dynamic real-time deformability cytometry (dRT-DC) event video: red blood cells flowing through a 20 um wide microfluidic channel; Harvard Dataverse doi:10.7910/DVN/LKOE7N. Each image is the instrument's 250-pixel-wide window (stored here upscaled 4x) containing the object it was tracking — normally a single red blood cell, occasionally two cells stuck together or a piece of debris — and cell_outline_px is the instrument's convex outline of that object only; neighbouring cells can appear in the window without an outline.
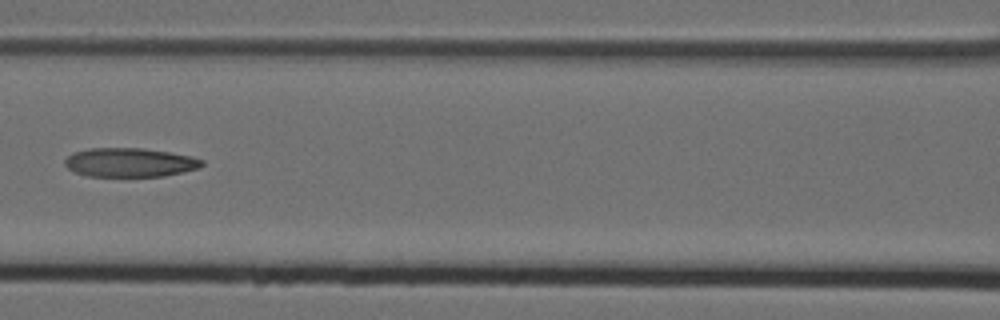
{"species": "Egyptian fruit bat (a non-hibernating species)", "species_latin": "Rousettus aegyptiacus", "temperature_condition": "cold", "stored_images_in_passage": 11, "camera_frame_rate_fps": 3000, "um_per_image_px": 0.085, "animal": {"sex": "female"}, "frame": {"image": 1, "passage_image": 7, "time_ms": 2.0, "image_size_px": [1000, 320], "cell_outline_px": [[204, 164], [200, 168], [164, 176], [88, 176], [76, 172], [68, 168], [64, 164], [64, 160], [72, 152], [88, 148], [144, 148], [192, 156], [204, 160]], "centroid_in_image_um": [11.04, 13.8], "position_along_channel_um": 155.6, "area_um2": 23.24}}
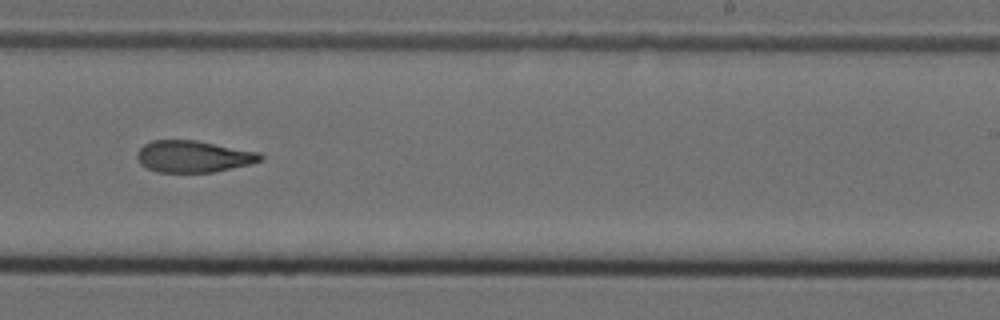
{"frame": {"image": 2, "passage_image": 10, "time_ms": 3.0, "image_size_px": [1000, 320], "cell_outline_px": [[264, 160], [252, 164], [212, 172], [156, 172], [140, 164], [136, 160], [136, 152], [144, 144], [152, 140], [196, 140], [260, 152], [264, 156]], "centroid_in_image_um": [16.45, 13.3], "position_along_channel_um": 272.6, "area_um2": 23.06}}
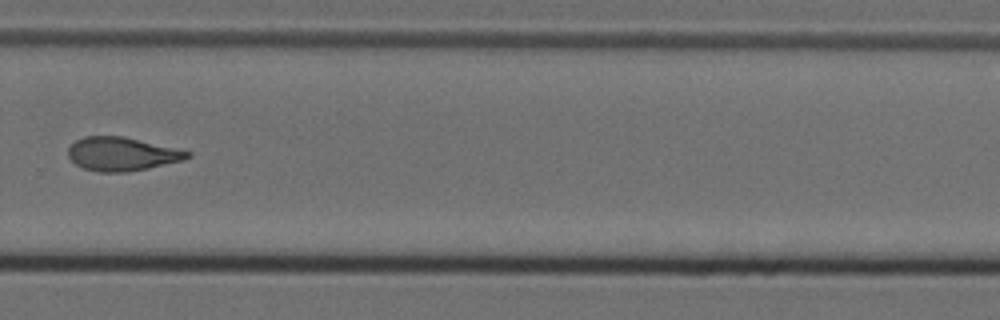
{"frame": {"image": 3, "passage_image": 11, "time_ms": 3.333, "image_size_px": [1000, 320], "cell_outline_px": [[192, 156], [184, 160], [148, 168], [128, 172], [100, 172], [84, 168], [76, 164], [68, 156], [68, 148], [76, 140], [84, 136], [124, 136], [176, 148], [192, 152]], "centroid_in_image_um": [10.38, 13.08], "position_along_channel_um": 319.4, "area_um2": 23.35}}